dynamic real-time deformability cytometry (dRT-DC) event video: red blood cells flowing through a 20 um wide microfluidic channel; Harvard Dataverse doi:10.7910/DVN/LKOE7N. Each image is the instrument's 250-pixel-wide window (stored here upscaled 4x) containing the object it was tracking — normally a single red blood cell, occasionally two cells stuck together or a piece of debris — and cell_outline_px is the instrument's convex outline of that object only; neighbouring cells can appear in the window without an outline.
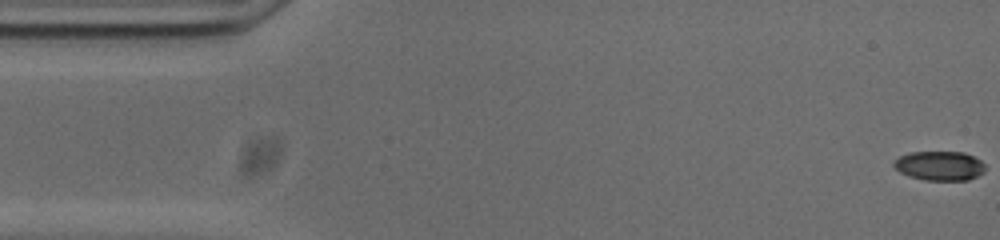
{"species": "common noctule bat (a hibernating species)", "species_latin": "Nyctalus noctula", "temperature_condition": "cold", "stored_images_in_passage": 54, "camera_frame_rate_fps": 3000, "um_per_image_px": 0.085, "animal": {"sex": "male", "body_mass_g": 20.0, "forearm_length_mm": 53.3}, "frame": {"image": 1, "passage_image": 1, "time_ms": 0.0, "image_size_px": [1000, 240], "cell_outline_px": [[984, 172], [968, 180], [924, 180], [908, 176], [900, 172], [892, 164], [900, 156], [908, 152], [964, 152], [980, 160], [984, 164]], "centroid_in_image_um": [79.85, 14.09], "position_along_channel_um": 5.1, "area_um2": 15.55}}
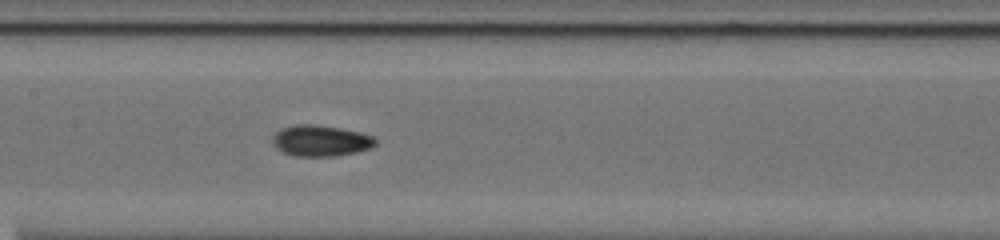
{"frame": {"image": 2, "passage_image": 25, "time_ms": 8.0, "image_size_px": [1000, 240], "cell_outline_px": [[376, 144], [368, 148], [356, 152], [336, 156], [292, 156], [276, 148], [272, 144], [272, 136], [280, 128], [296, 124], [316, 124], [340, 128], [360, 132], [372, 136], [376, 140]], "centroid_in_image_um": [27.21, 11.95], "position_along_channel_um": 180.2, "area_um2": 18.73}}
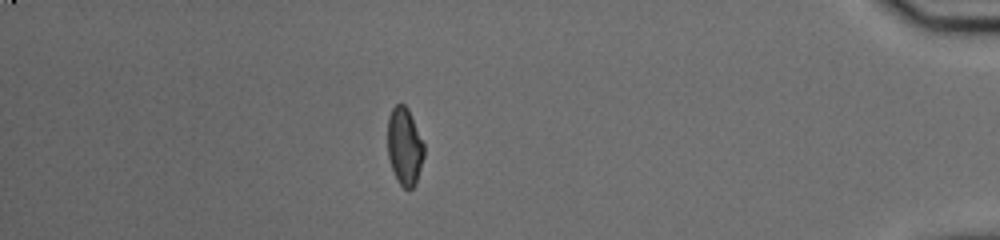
{"frame": {"image": 3, "passage_image": 47, "time_ms": 15.333, "image_size_px": [1000, 240], "cell_outline_px": [[424, 156], [416, 184], [412, 188], [404, 188], [396, 180], [388, 156], [388, 116], [392, 108], [396, 104], [404, 104], [408, 108], [424, 144]], "centroid_in_image_um": [34.39, 12.44], "position_along_channel_um": 400.8, "area_um2": 16.47}, "authors_computed_cell_mechanics": {"area_um2": 17.34, "velocity_mm_per_s": 3.7494, "shape_relaxation_time_tau1_ms": null, "shape_relaxation_time_tau2_ms": 3.1171, "deformation_change_tau1": null, "deformation_change_tau2": 0.0626}}